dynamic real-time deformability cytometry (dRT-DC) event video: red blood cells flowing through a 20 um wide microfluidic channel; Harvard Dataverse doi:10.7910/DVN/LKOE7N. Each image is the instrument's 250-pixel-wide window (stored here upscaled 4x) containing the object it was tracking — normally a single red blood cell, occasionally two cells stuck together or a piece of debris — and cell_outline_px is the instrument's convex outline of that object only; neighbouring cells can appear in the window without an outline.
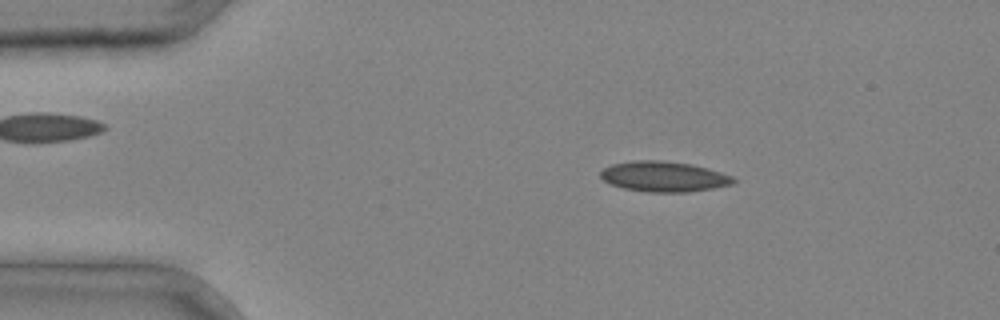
{"species": "common noctule bat (a hibernating species)", "species_latin": "Nyctalus noctula", "temperature_condition": "cold", "stored_images_in_passage": 2, "camera_frame_rate_fps": 3000, "um_per_image_px": 0.085, "animal": {"sex": "male", "body_mass_g": 20.4}, "frame": {"image": 1, "passage_image": 1, "time_ms": 0.0, "image_size_px": [1000, 320], "cell_outline_px": [[736, 180], [732, 184], [712, 188], [688, 192], [648, 192], [624, 188], [612, 184], [604, 180], [600, 176], [600, 172], [604, 168], [612, 164], [636, 160], [660, 160], [688, 164], [708, 168], [732, 176]], "centroid_in_image_um": [56.42, 15.01], "position_along_channel_um": 28.6, "area_um2": 23.24}}